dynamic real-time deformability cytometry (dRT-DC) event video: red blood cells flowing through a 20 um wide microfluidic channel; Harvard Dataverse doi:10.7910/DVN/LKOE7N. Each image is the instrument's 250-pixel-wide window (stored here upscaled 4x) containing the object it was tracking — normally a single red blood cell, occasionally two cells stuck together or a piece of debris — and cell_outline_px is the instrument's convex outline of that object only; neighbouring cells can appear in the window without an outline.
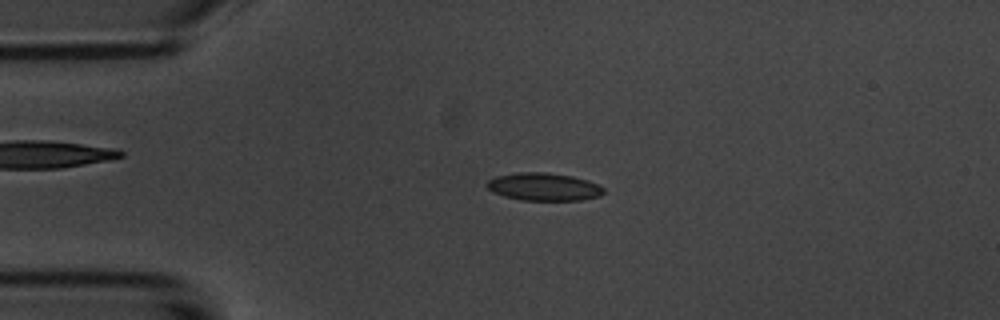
{"species": "common noctule bat (a hibernating species)", "species_latin": "Nyctalus noctula", "temperature_condition": "room temperature", "stored_images_in_passage": 4, "camera_frame_rate_fps": 3000, "um_per_image_px": 0.085, "animal": {"sex": "male", "body_mass_g": 20.1, "forearm_length_mm": 53.5}, "frame": {"image": 1, "passage_image": 3, "time_ms": 2.333, "image_size_px": [1000, 320], "cell_outline_px": [[604, 192], [600, 196], [580, 200], [520, 200], [504, 196], [492, 192], [484, 184], [488, 180], [496, 176], [520, 172], [544, 172], [572, 176], [588, 180], [600, 184], [604, 188]], "centroid_in_image_um": [46.22, 15.87], "position_along_channel_um": 38.8, "area_um2": 19.02}}